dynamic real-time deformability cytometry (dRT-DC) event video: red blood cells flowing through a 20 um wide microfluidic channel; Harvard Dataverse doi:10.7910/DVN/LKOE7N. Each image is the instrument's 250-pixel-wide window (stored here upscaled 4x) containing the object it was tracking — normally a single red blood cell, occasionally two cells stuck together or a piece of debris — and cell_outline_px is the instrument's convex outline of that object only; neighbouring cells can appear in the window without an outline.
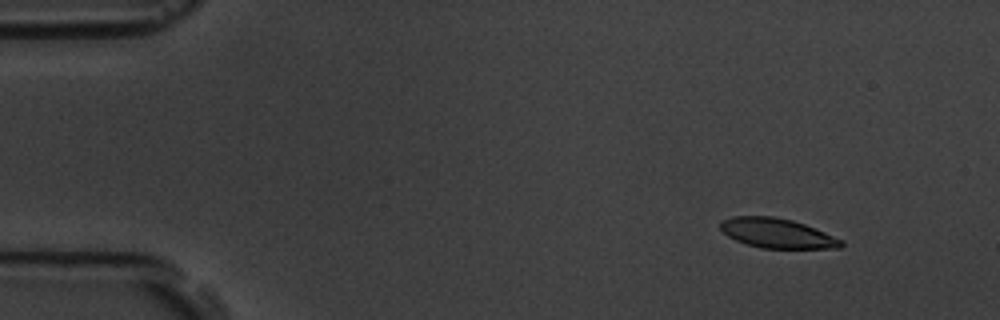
{"species": "common noctule bat (a hibernating species)", "species_latin": "Nyctalus noctula", "temperature_condition": "room temperature", "stored_images_in_passage": 6, "camera_frame_rate_fps": 3000, "um_per_image_px": 0.085, "animal": {"sex": "male", "body_mass_g": 19.5, "forearm_length_mm": 54.6}, "frame": {"image": 1, "passage_image": 2, "time_ms": 1.333, "image_size_px": [1000, 320], "cell_outline_px": [[844, 244], [840, 248], [760, 248], [736, 240], [728, 236], [720, 228], [720, 224], [724, 220], [732, 216], [772, 216], [792, 220], [804, 224], [844, 240]], "centroid_in_image_um": [66.07, 19.82], "position_along_channel_um": 18.9, "area_um2": 20.69}}
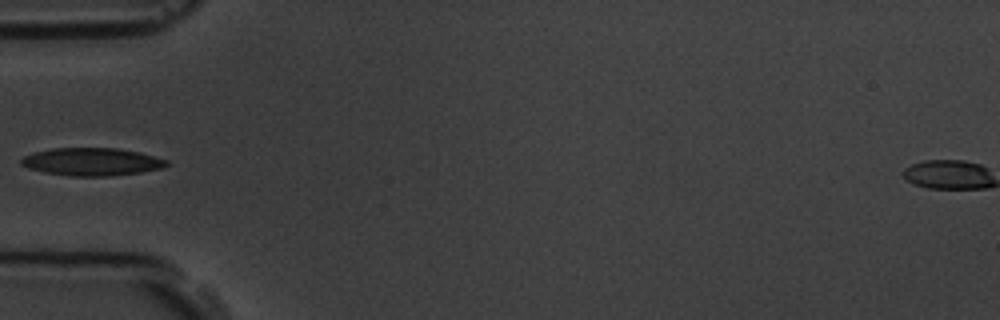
{"frame": {"image": 2, "passage_image": 5, "time_ms": 5.667, "image_size_px": [1000, 320], "cell_outline_px": [[168, 164], [164, 168], [140, 172], [112, 176], [72, 176], [44, 172], [28, 168], [20, 164], [20, 160], [24, 156], [36, 152], [52, 148], [116, 148], [140, 152], [168, 160]], "centroid_in_image_um": [7.82, 13.75], "position_along_channel_um": 77.2, "area_um2": 23.52}}
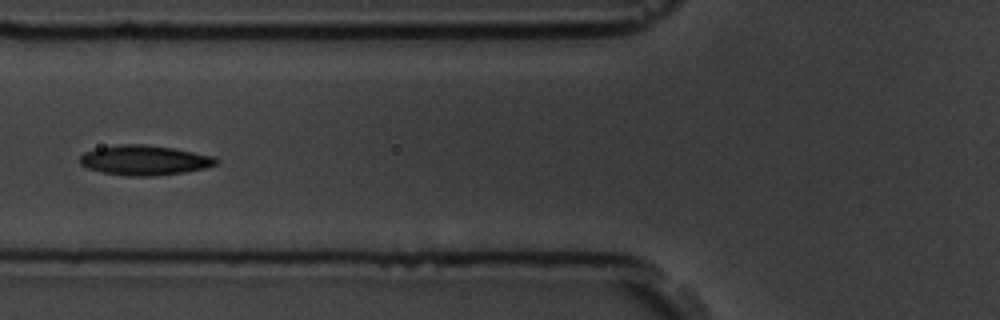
{"frame": {"image": 3, "passage_image": 6, "time_ms": 6.667, "image_size_px": [1000, 320], "cell_outline_px": [[220, 160], [216, 164], [204, 168], [184, 172], [156, 176], [128, 176], [100, 172], [88, 168], [80, 164], [80, 156], [84, 152], [96, 148], [116, 144], [144, 144], [172, 148], [216, 156]], "centroid_in_image_um": [12.27, 13.61], "position_along_channel_um": 113.5, "area_um2": 23.87}}